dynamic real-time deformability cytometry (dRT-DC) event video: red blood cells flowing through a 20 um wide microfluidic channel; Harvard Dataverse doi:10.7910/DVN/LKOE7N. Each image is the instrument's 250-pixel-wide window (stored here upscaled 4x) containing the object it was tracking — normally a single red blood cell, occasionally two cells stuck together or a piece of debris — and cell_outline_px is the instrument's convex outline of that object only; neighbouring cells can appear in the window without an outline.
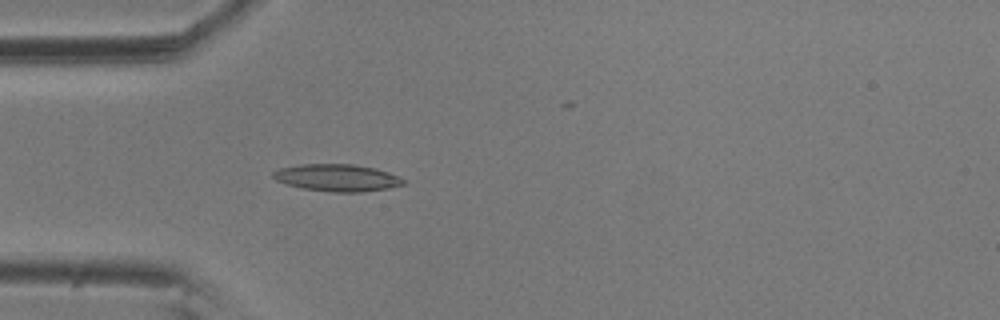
{"species": "common noctule bat (a hibernating species)", "species_latin": "Nyctalus noctula", "temperature_condition": "room temperature", "stored_images_in_passage": 3, "camera_frame_rate_fps": 3000, "um_per_image_px": 0.085, "animal": {"sex": "male", "body_mass_g": 20.5, "forearm_length_mm": 52.5}, "frame": {"image": 1, "passage_image": 3, "time_ms": 0.667, "image_size_px": [1000, 320], "cell_outline_px": [[408, 184], [388, 188], [360, 192], [332, 192], [300, 188], [276, 180], [272, 176], [272, 172], [280, 168], [300, 164], [352, 164], [376, 168], [388, 172], [408, 180]], "centroid_in_image_um": [28.7, 15.11], "position_along_channel_um": 56.3, "area_um2": 20.75}}